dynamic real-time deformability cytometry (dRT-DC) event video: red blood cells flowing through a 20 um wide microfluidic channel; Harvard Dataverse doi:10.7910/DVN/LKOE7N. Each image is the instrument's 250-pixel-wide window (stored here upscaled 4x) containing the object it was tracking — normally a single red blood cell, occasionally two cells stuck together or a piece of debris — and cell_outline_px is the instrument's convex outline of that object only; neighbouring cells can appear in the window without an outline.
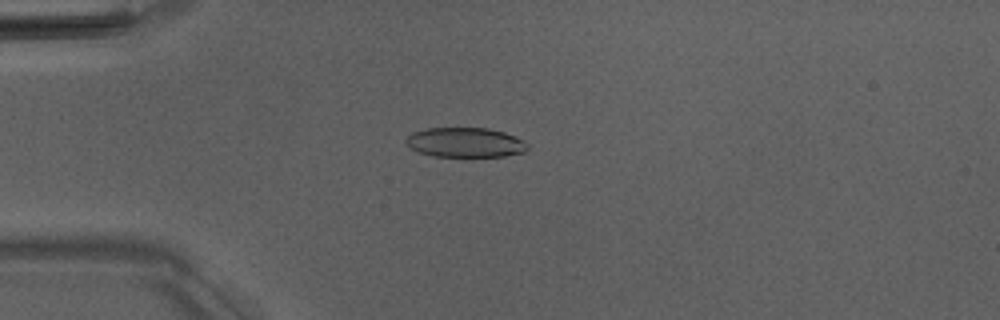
{"species": "Egyptian fruit bat (a non-hibernating species)", "species_latin": "Rousettus aegyptiacus", "temperature_condition": "room temperature", "stored_images_in_passage": 47, "camera_frame_rate_fps": 3000, "um_per_image_px": 0.085, "animal": {"sex": "male"}, "frame": {"image": 1, "passage_image": 9, "time_ms": 2.667, "image_size_px": [1000, 320], "cell_outline_px": [[528, 148], [524, 152], [504, 156], [432, 156], [420, 152], [412, 148], [404, 140], [412, 132], [424, 128], [488, 128], [504, 132], [524, 140], [528, 144]], "centroid_in_image_um": [39.56, 12.1], "position_along_channel_um": 45.4, "area_um2": 20.98}}
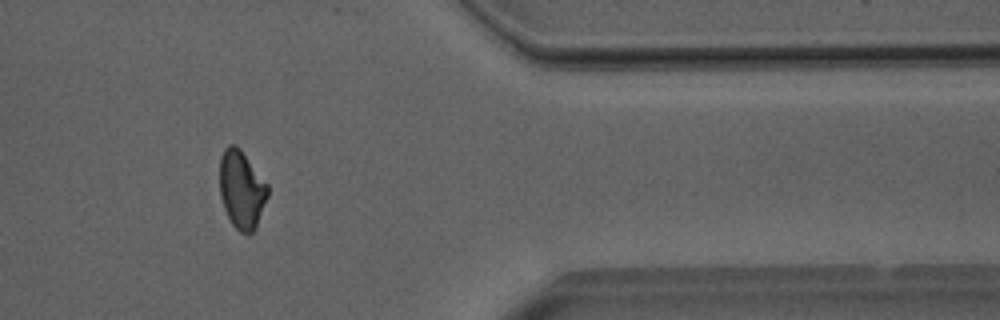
{"frame": {"image": 2, "passage_image": 38, "time_ms": 12.333, "image_size_px": [1000, 320], "cell_outline_px": [[268, 196], [256, 228], [252, 232], [240, 232], [232, 224], [224, 208], [220, 196], [220, 156], [224, 148], [228, 144], [236, 144], [240, 148], [268, 184]], "centroid_in_image_um": [20.54, 16.08], "position_along_channel_um": 390.9, "area_um2": 21.91}}
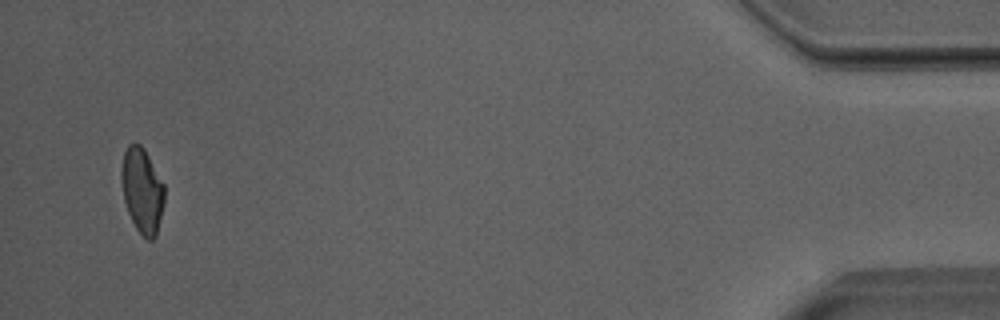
{"frame": {"image": 3, "passage_image": 45, "time_ms": 14.667, "image_size_px": [1000, 320], "cell_outline_px": [[164, 204], [156, 236], [152, 240], [148, 240], [136, 228], [128, 212], [124, 200], [120, 176], [120, 172], [124, 152], [128, 144], [140, 144], [144, 148], [164, 184]], "centroid_in_image_um": [12.08, 16.18], "position_along_channel_um": 423.1, "area_um2": 21.27}, "authors_computed_cell_mechanics": {"area_um2": 22.0218, "velocity_mm_per_s": 4.0151, "shape_relaxation_time_tau1_ms": 6.8339, "shape_relaxation_time_tau2_ms": 2.9085, "deformation_change_tau1": 0.1886, "deformation_change_tau2": 0.0918}}